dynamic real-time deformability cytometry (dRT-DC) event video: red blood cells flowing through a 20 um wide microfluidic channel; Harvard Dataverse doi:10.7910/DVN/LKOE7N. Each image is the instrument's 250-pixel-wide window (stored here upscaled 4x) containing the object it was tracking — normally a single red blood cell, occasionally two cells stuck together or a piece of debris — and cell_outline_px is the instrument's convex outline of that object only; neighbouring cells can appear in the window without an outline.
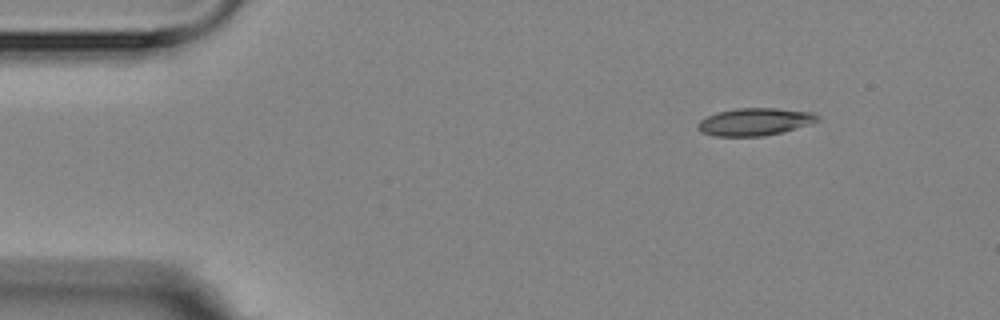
{"species": "Egyptian fruit bat (a non-hibernating species)", "species_latin": "Rousettus aegyptiacus", "temperature_condition": "room temperature", "stored_images_in_passage": 5, "camera_frame_rate_fps": 3000, "um_per_image_px": 0.085, "animal": {"sex": "female"}, "frame": {"image": 1, "passage_image": 1, "time_ms": 0.0, "image_size_px": [1000, 320], "cell_outline_px": [[820, 120], [812, 124], [784, 132], [764, 136], [716, 136], [700, 132], [696, 128], [696, 124], [700, 120], [716, 112], [736, 108], [776, 108], [812, 112], [820, 116]], "centroid_in_image_um": [64.17, 10.35], "position_along_channel_um": 20.8, "area_um2": 19.48}}
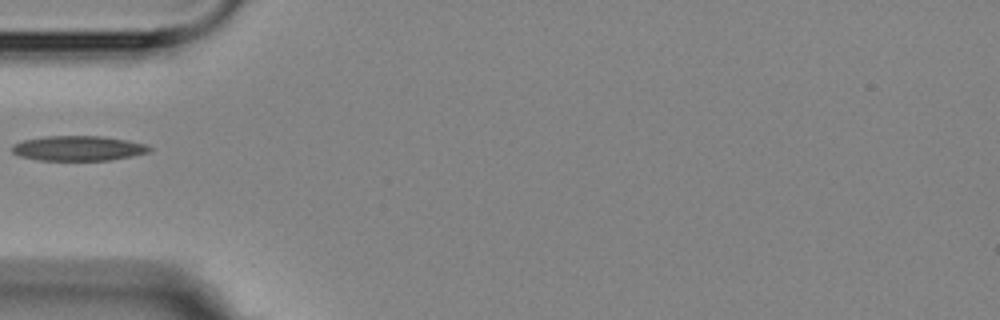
{"frame": {"image": 2, "passage_image": 4, "time_ms": 3.667, "image_size_px": [1000, 320], "cell_outline_px": [[152, 148], [148, 152], [132, 156], [108, 160], [36, 160], [20, 156], [12, 152], [12, 144], [24, 140], [44, 136], [104, 136], [128, 140], [144, 144]], "centroid_in_image_um": [6.63, 12.6], "position_along_channel_um": 78.4, "area_um2": 19.94}}
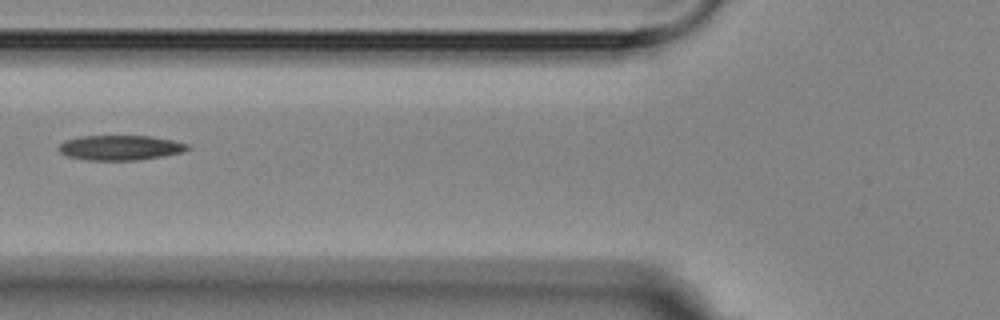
{"frame": {"image": 3, "passage_image": 5, "time_ms": 4.667, "image_size_px": [1000, 320], "cell_outline_px": [[192, 148], [184, 152], [136, 160], [84, 160], [68, 156], [60, 152], [56, 148], [64, 140], [80, 136], [152, 136], [172, 140], [188, 144]], "centroid_in_image_um": [10.2, 12.55], "position_along_channel_um": 115.6, "area_um2": 18.79}}